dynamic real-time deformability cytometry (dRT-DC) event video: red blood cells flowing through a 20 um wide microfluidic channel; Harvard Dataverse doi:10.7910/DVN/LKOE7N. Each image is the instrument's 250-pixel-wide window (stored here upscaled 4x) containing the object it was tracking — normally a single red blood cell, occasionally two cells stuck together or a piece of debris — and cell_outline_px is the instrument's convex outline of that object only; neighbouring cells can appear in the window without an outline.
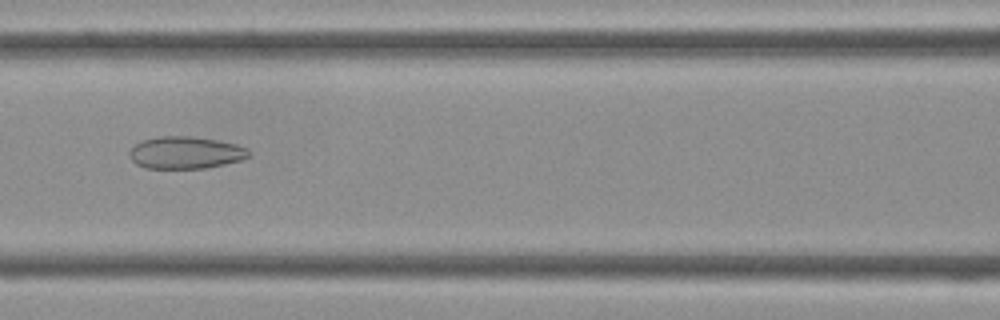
{"species": "Egyptian fruit bat (a non-hibernating species)", "species_latin": "Rousettus aegyptiacus", "temperature_condition": "cold", "stored_images_in_passage": 44, "camera_frame_rate_fps": 3000, "um_per_image_px": 0.085, "frame": {"image": 1, "passage_image": 19, "time_ms": 6.0, "image_size_px": [1000, 320], "cell_outline_px": [[252, 152], [248, 156], [240, 160], [224, 164], [204, 168], [144, 168], [136, 164], [128, 156], [128, 152], [140, 140], [160, 136], [192, 136], [216, 140], [236, 144], [248, 148]], "centroid_in_image_um": [15.75, 12.97], "position_along_channel_um": 150.9, "area_um2": 22.48}}
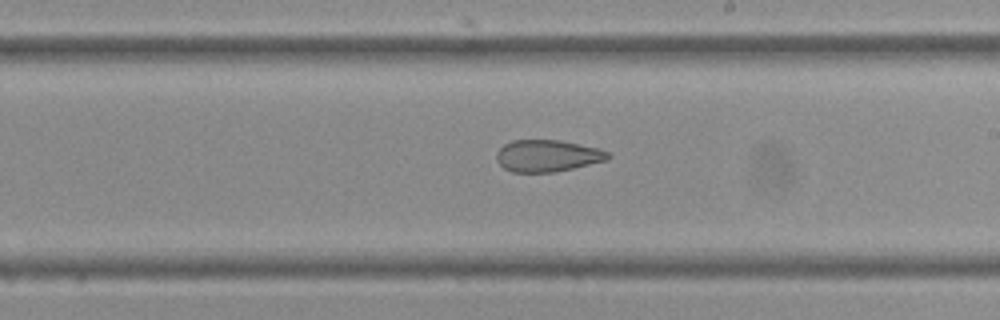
{"frame": {"image": 2, "passage_image": 25, "time_ms": 8.0, "image_size_px": [1000, 320], "cell_outline_px": [[612, 156], [608, 160], [556, 172], [512, 172], [504, 168], [496, 160], [496, 152], [504, 144], [512, 140], [560, 140], [600, 148], [608, 152]], "centroid_in_image_um": [46.55, 13.24], "position_along_channel_um": 242.5, "area_um2": 20.87}}
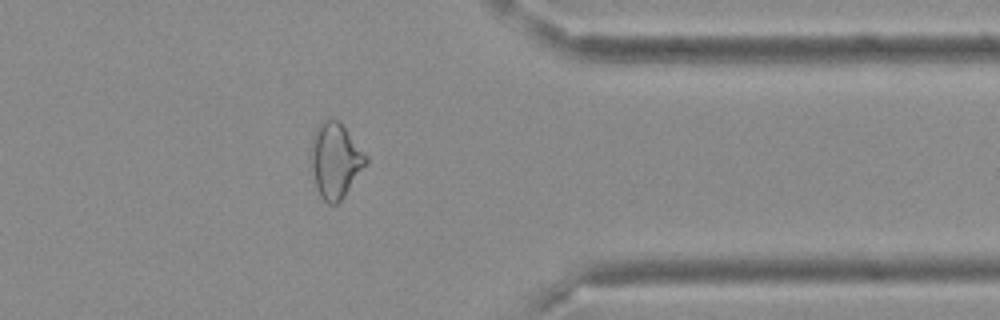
{"frame": {"image": 3, "passage_image": 35, "time_ms": 11.333, "image_size_px": [1000, 320], "cell_outline_px": [[368, 164], [344, 196], [336, 204], [328, 204], [320, 196], [316, 184], [308, 156], [312, 136], [316, 128], [324, 120], [340, 120], [368, 156]], "centroid_in_image_um": [28.51, 13.61], "position_along_channel_um": 382.9, "area_um2": 24.45}}